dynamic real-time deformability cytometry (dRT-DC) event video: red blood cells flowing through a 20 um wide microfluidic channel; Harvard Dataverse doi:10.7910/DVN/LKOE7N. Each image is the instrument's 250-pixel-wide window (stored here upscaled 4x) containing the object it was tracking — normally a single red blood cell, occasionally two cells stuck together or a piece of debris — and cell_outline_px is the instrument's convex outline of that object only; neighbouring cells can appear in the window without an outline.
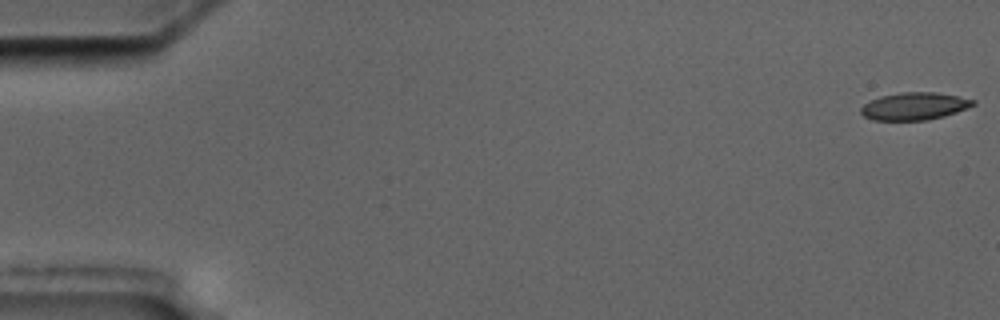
{"species": "common noctule bat (a hibernating species)", "species_latin": "Nyctalus noctula", "temperature_condition": "cold", "stored_images_in_passage": 9, "camera_frame_rate_fps": 3000, "um_per_image_px": 0.085, "animal": {"sex": "male", "body_mass_g": 17.5, "forearm_length_mm": 52.3}, "frame": {"image": 1, "passage_image": 1, "time_ms": 0.0, "image_size_px": [1000, 320], "cell_outline_px": [[976, 104], [956, 112], [944, 116], [928, 120], [872, 120], [864, 116], [860, 112], [860, 108], [864, 104], [880, 96], [900, 92], [936, 92], [976, 100]], "centroid_in_image_um": [77.71, 9.02], "position_along_channel_um": 7.3, "area_um2": 17.92}}
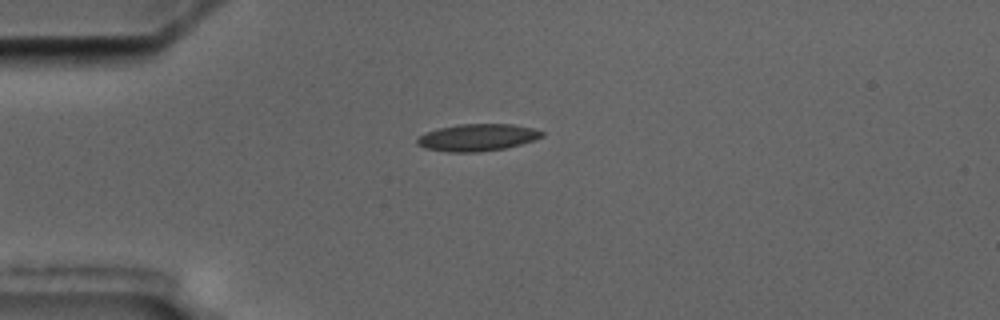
{"frame": {"image": 2, "passage_image": 5, "time_ms": 4.667, "image_size_px": [1000, 320], "cell_outline_px": [[544, 136], [520, 144], [504, 148], [476, 152], [448, 152], [424, 148], [416, 144], [416, 140], [420, 136], [428, 132], [440, 128], [460, 124], [512, 124], [532, 128], [544, 132]], "centroid_in_image_um": [40.56, 11.68], "position_along_channel_um": 44.4, "area_um2": 19.42}}
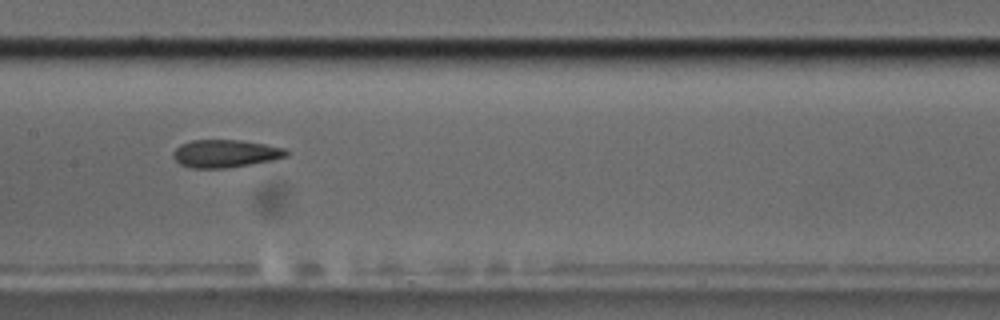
{"frame": {"image": 3, "passage_image": 9, "time_ms": 9.333, "image_size_px": [1000, 320], "cell_outline_px": [[288, 156], [272, 160], [252, 164], [228, 168], [192, 168], [180, 164], [172, 156], [172, 152], [180, 144], [192, 140], [240, 140], [264, 144], [284, 148], [288, 152]], "centroid_in_image_um": [19.13, 13.05], "position_along_channel_um": 188.3, "area_um2": 18.32}}